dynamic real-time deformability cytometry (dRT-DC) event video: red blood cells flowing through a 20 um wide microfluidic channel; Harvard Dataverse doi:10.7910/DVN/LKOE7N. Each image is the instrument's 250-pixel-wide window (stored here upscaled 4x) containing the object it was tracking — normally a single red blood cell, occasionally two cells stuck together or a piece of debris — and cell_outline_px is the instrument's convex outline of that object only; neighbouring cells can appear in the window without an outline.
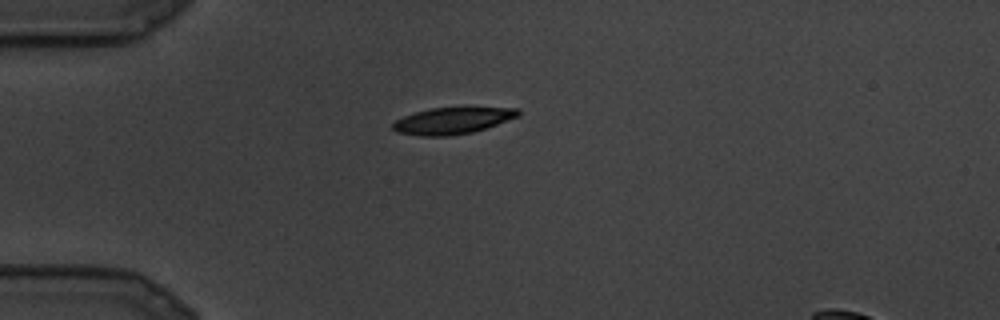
{"species": "common noctule bat (a hibernating species)", "species_latin": "Nyctalus noctula", "temperature_condition": "cold", "stored_images_in_passage": 4, "camera_frame_rate_fps": 3000, "um_per_image_px": 0.085, "animal": {"sex": "male", "body_mass_g": 19.5, "forearm_length_mm": 54.6}, "frame": {"image": 1, "passage_image": 1, "time_ms": 0.0, "image_size_px": [1000, 320], "cell_outline_px": [[520, 116], [472, 132], [448, 136], [420, 136], [396, 132], [392, 128], [392, 124], [396, 120], [404, 116], [416, 112], [432, 108], [520, 108]], "centroid_in_image_um": [38.44, 10.26], "position_along_channel_um": 46.6, "area_um2": 19.13}}
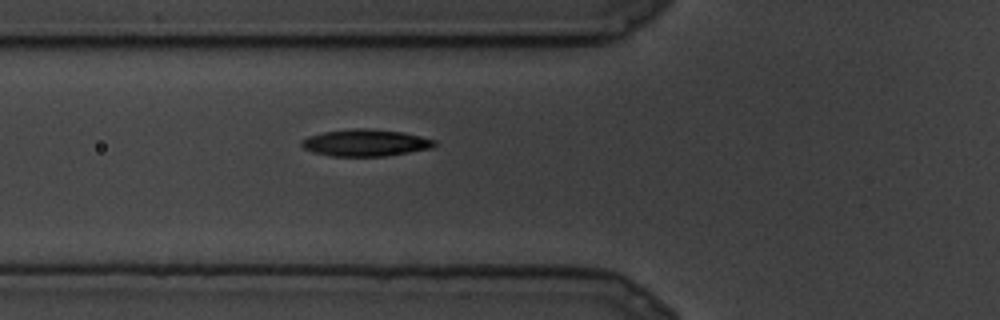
{"frame": {"image": 2, "passage_image": 4, "time_ms": 1.0, "image_size_px": [1000, 320], "cell_outline_px": [[436, 144], [432, 148], [384, 156], [332, 156], [312, 152], [304, 148], [300, 144], [300, 140], [308, 136], [324, 132], [352, 128], [364, 128], [400, 132], [420, 136], [436, 140]], "centroid_in_image_um": [31.03, 12.14], "position_along_channel_um": 94.8, "area_um2": 20.69}}